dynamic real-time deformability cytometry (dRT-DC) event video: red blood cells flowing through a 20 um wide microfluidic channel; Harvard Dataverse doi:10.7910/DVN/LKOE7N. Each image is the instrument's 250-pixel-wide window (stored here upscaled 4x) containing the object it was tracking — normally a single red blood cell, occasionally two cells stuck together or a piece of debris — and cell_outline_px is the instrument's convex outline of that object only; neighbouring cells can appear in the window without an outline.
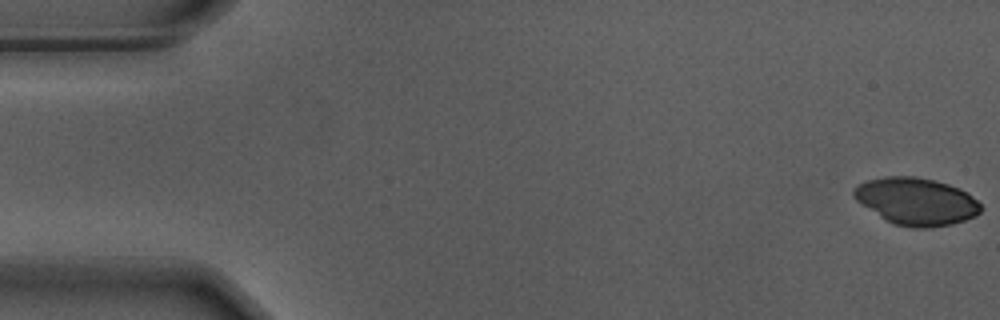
{"species": "Egyptian fruit bat (a non-hibernating species)", "species_latin": "Rousettus aegyptiacus", "temperature_condition": "warm", "stored_images_in_passage": 50, "camera_frame_rate_fps": 3000, "um_per_image_px": 0.085, "animal": {"sex": "male"}, "frame": {"image": 1, "passage_image": 1, "time_ms": 0.0, "image_size_px": [1000, 320], "cell_outline_px": [[984, 208], [976, 216], [952, 224], [928, 228], [912, 228], [892, 224], [856, 200], [852, 196], [852, 192], [860, 184], [868, 180], [888, 176], [916, 176], [936, 180], [960, 188], [968, 192]], "centroid_in_image_um": [77.92, 17.12], "position_along_channel_um": 7.1, "area_um2": 35.03}}